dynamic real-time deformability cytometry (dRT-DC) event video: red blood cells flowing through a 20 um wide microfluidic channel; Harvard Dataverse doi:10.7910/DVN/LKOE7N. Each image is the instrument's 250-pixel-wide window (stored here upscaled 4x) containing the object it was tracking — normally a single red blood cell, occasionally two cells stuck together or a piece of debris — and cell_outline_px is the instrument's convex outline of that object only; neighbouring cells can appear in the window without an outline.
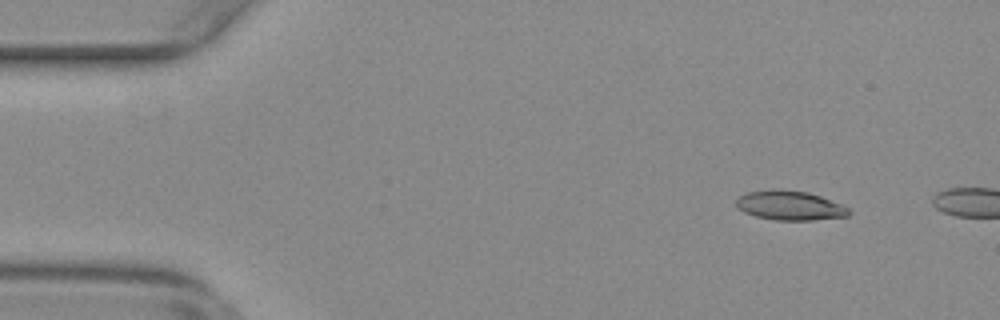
{"species": "common noctule bat (a hibernating species)", "species_latin": "Nyctalus noctula", "temperature_condition": "warm", "stored_images_in_passage": 8, "camera_frame_rate_fps": 3000, "um_per_image_px": 0.085, "animal": {"sex": "female", "body_mass_g": 29.2, "forearm_length_mm": 56.3}, "frame": {"image": 1, "passage_image": 5, "time_ms": 1.333, "image_size_px": [1000, 320], "cell_outline_px": [[852, 212], [848, 216], [812, 220], [776, 220], [756, 216], [744, 212], [736, 208], [736, 200], [740, 196], [748, 192], [772, 188], [780, 188], [808, 192], [820, 196], [840, 204], [848, 208]], "centroid_in_image_um": [67.11, 17.45], "position_along_channel_um": 17.9, "area_um2": 19.42}}